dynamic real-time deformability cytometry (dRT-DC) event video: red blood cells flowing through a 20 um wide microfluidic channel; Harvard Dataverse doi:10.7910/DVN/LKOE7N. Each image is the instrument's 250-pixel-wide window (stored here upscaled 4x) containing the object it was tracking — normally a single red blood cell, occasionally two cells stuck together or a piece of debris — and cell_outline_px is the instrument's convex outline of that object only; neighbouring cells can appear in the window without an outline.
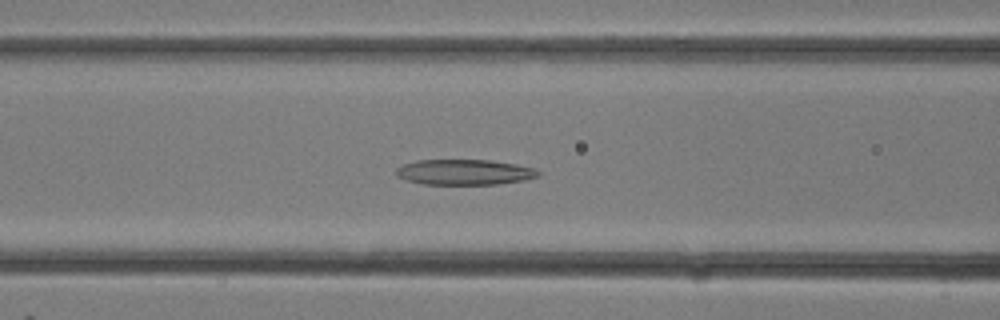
{"species": "common noctule bat (a hibernating species)", "species_latin": "Nyctalus noctula", "temperature_condition": "room temperature", "stored_images_in_passage": 16, "camera_frame_rate_fps": 3000, "um_per_image_px": 0.085, "animal": {"sex": "female"}, "frame": {"image": 1, "passage_image": 12, "time_ms": 3.667, "image_size_px": [1000, 320], "cell_outline_px": [[540, 176], [524, 180], [496, 184], [424, 184], [408, 180], [396, 176], [396, 168], [404, 164], [416, 160], [488, 160], [516, 164], [532, 168], [540, 172]], "centroid_in_image_um": [39.47, 14.63], "position_along_channel_um": 127.1, "area_um2": 20.92}}
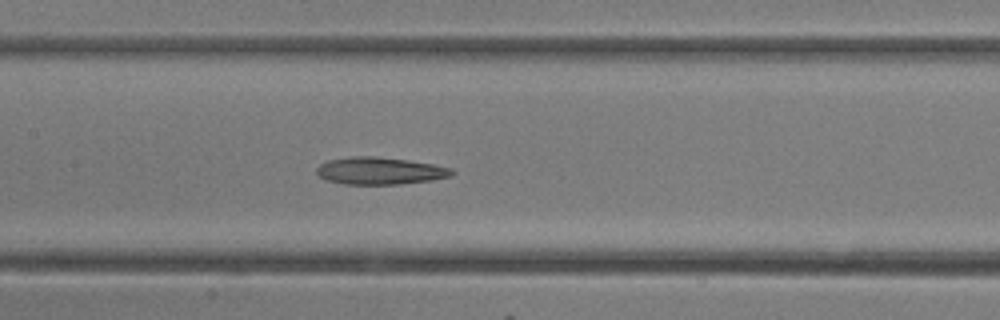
{"frame": {"image": 2, "passage_image": 14, "time_ms": 4.333, "image_size_px": [1000, 320], "cell_outline_px": [[456, 172], [452, 176], [432, 180], [400, 184], [344, 184], [324, 180], [316, 172], [316, 168], [320, 164], [328, 160], [352, 156], [372, 156], [408, 160], [432, 164], [452, 168]], "centroid_in_image_um": [32.29, 14.52], "position_along_channel_um": 175.1, "area_um2": 21.56}}
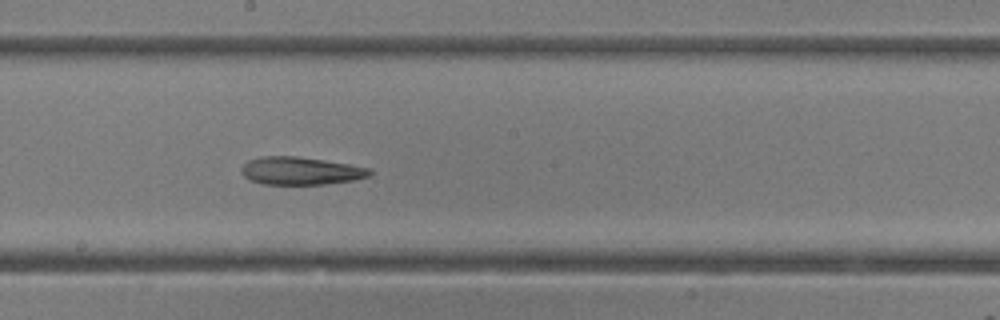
{"frame": {"image": 3, "passage_image": 16, "time_ms": 5.0, "image_size_px": [1000, 320], "cell_outline_px": [[372, 176], [352, 180], [324, 184], [260, 184], [244, 176], [240, 172], [240, 168], [248, 160], [260, 156], [296, 156], [324, 160], [372, 168]], "centroid_in_image_um": [25.55, 14.52], "position_along_channel_um": 222.6, "area_um2": 20.87}}